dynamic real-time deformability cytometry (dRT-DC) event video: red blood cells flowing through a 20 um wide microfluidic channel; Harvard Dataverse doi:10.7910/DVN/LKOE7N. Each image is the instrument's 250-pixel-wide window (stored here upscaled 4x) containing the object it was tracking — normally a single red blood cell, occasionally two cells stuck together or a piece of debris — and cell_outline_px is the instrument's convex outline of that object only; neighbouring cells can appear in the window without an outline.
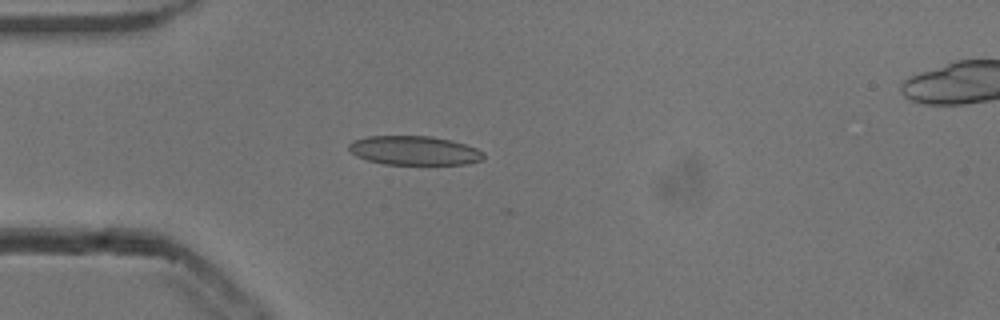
{"species": "common noctule bat (a hibernating species)", "species_latin": "Nyctalus noctula", "temperature_condition": "cold", "stored_images_in_passage": 46, "camera_frame_rate_fps": 3000, "um_per_image_px": 0.085, "animal": {"sex": "male", "body_mass_g": 13.3}, "frame": {"image": 1, "passage_image": 8, "time_ms": 2.333, "image_size_px": [1000, 320], "cell_outline_px": [[484, 156], [480, 160], [468, 164], [384, 164], [368, 160], [356, 156], [348, 148], [348, 144], [352, 140], [368, 136], [432, 136], [452, 140], [476, 148], [484, 152]], "centroid_in_image_um": [35.2, 12.79], "position_along_channel_um": 49.8, "area_um2": 22.83}}
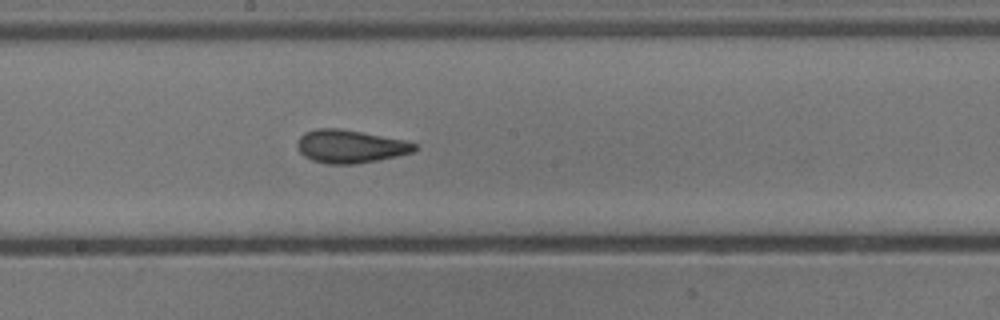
{"frame": {"image": 2, "passage_image": 22, "time_ms": 7.0, "image_size_px": [1000, 320], "cell_outline_px": [[416, 148], [412, 152], [396, 156], [376, 160], [352, 164], [328, 164], [312, 160], [304, 156], [300, 152], [296, 144], [300, 136], [304, 132], [316, 128], [340, 128], [404, 140], [416, 144]], "centroid_in_image_um": [29.71, 12.43], "position_along_channel_um": 218.5, "area_um2": 22.43}}
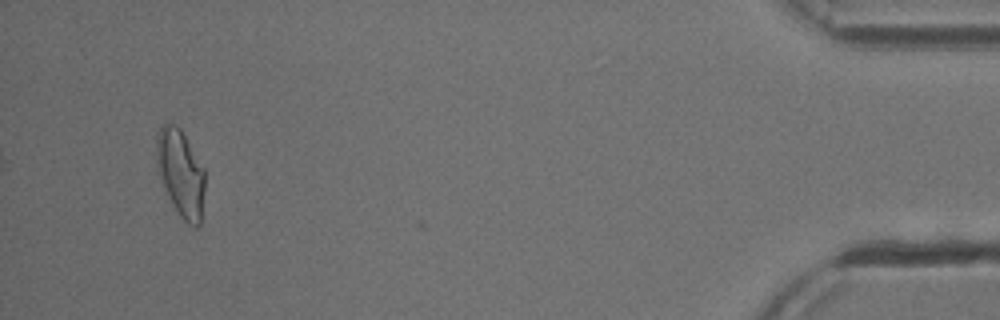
{"frame": {"image": 3, "passage_image": 44, "time_ms": 14.333, "image_size_px": [1000, 320], "cell_outline_px": [[204, 188], [200, 224], [196, 228], [188, 224], [180, 216], [172, 204], [168, 196], [156, 164], [156, 136], [160, 128], [164, 124], [172, 124], [180, 128], [204, 168]], "centroid_in_image_um": [15.35, 14.72], "position_along_channel_um": 419.8, "area_um2": 24.22}, "authors_computed_cell_mechanics": {"area_um2": 22.4264, "velocity_mm_per_s": 3.8397, "shape_relaxation_time_tau1_ms": 6.0457, "shape_relaxation_time_tau2_ms": 1.4419, "deformation_change_tau1": 0.1573, "deformation_change_tau2": 0.0908}}